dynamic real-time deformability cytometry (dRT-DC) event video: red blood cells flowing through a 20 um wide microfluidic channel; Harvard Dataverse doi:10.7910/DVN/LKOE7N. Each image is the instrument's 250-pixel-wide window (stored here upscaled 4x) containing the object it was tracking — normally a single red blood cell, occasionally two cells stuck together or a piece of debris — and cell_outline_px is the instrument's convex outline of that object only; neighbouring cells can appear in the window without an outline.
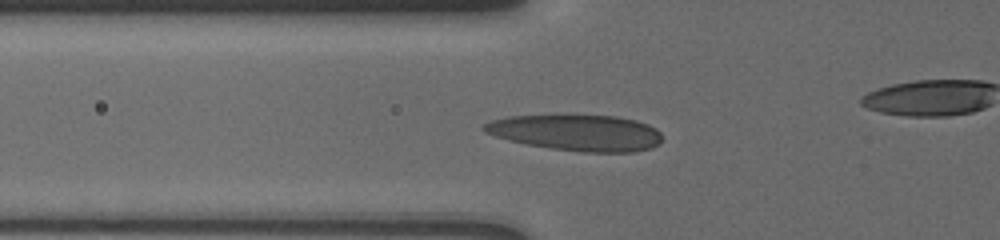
{"species": "human", "species_latin": "Homo sapiens", "temperature_condition": "cold", "stored_images_in_passage": 31, "camera_frame_rate_fps": 3000, "um_per_image_px": 0.085, "donor": {"sex": "male"}, "frame": {"image": 1, "passage_image": 26, "time_ms": 4.333, "image_size_px": [1000, 240], "cell_outline_px": [[660, 140], [652, 148], [636, 152], [580, 152], [552, 148], [528, 144], [508, 140], [484, 132], [480, 128], [484, 124], [492, 120], [508, 116], [616, 116], [636, 120], [648, 124], [656, 128], [660, 132]], "centroid_in_image_um": [49.02, 11.29], "position_along_channel_um": 76.8, "area_um2": 37.17}}